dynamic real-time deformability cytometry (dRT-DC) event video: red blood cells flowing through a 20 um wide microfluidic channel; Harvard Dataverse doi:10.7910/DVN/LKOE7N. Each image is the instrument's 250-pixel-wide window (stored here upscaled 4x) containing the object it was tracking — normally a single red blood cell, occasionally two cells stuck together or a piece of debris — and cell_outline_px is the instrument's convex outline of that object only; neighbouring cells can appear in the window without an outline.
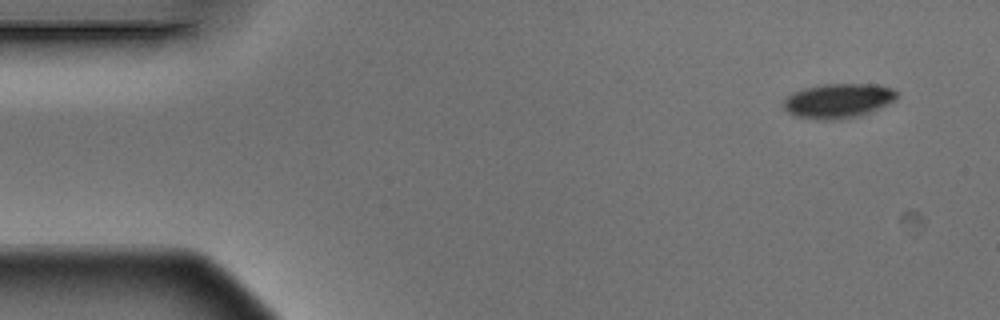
{"species": "Egyptian fruit bat (a non-hibernating species)", "species_latin": "Rousettus aegyptiacus", "temperature_condition": "warm", "stored_images_in_passage": 7, "camera_frame_rate_fps": 3000, "um_per_image_px": 0.085, "animal": {"sex": "male"}, "frame": {"image": 1, "passage_image": 1, "time_ms": 0.0, "image_size_px": [1000, 320], "cell_outline_px": [[900, 92], [896, 100], [880, 108], [860, 116], [832, 120], [820, 120], [796, 116], [788, 112], [784, 108], [784, 100], [792, 92], [804, 88], [824, 84], [876, 84], [892, 88]], "centroid_in_image_um": [71.29, 8.56], "position_along_channel_um": 13.7, "area_um2": 23.0}}
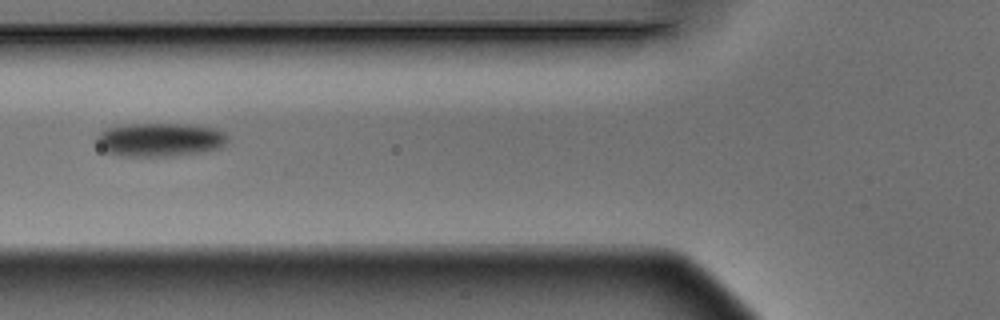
{"frame": {"image": 2, "passage_image": 5, "time_ms": 1.333, "image_size_px": [1000, 320], "cell_outline_px": [[228, 140], [220, 148], [200, 152], [172, 156], [120, 156], [104, 152], [96, 140], [96, 136], [104, 128], [124, 124], [188, 124], [216, 128], [224, 132], [228, 136]], "centroid_in_image_um": [13.57, 11.87], "position_along_channel_um": 112.2, "area_um2": 25.95}}
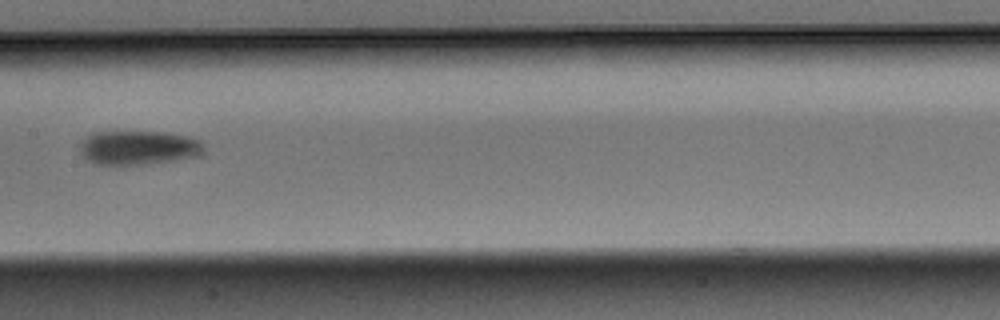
{"frame": {"image": 3, "passage_image": 7, "time_ms": 2.0, "image_size_px": [1000, 320], "cell_outline_px": [[204, 152], [200, 156], [176, 160], [144, 164], [96, 164], [88, 160], [80, 152], [80, 144], [92, 132], [168, 132], [196, 136], [204, 144]], "centroid_in_image_um": [11.87, 12.54], "position_along_channel_um": 195.5, "area_um2": 24.91}}